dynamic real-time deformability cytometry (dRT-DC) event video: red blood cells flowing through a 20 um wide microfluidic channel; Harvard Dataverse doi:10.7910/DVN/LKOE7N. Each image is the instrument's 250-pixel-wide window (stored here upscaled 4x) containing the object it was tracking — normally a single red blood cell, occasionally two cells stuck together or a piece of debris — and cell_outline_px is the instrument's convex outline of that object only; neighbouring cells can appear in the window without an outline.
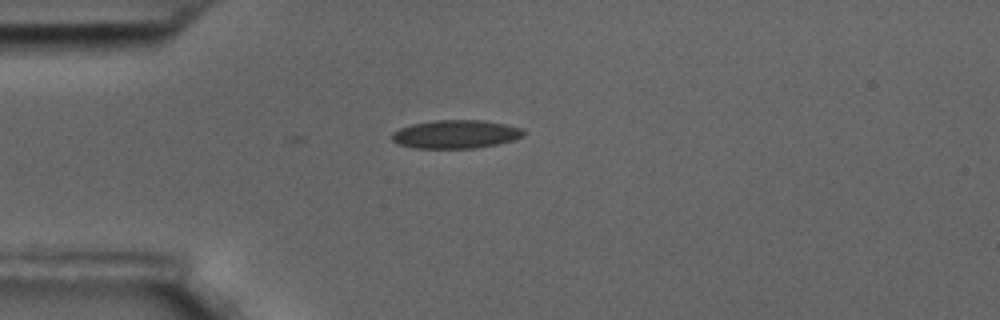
{"species": "common noctule bat (a hibernating species)", "species_latin": "Nyctalus noctula", "temperature_condition": "room temperature", "stored_images_in_passage": 3, "camera_frame_rate_fps": 3000, "um_per_image_px": 0.085, "animal": {"sex": "male", "body_mass_g": 17.5, "forearm_length_mm": 52.3}, "frame": {"image": 1, "passage_image": 3, "time_ms": 0.667, "image_size_px": [1000, 320], "cell_outline_px": [[524, 136], [512, 140], [496, 144], [476, 148], [416, 148], [400, 144], [392, 140], [392, 132], [400, 128], [412, 124], [436, 120], [484, 120], [504, 124], [520, 128], [524, 132]], "centroid_in_image_um": [38.73, 11.4], "position_along_channel_um": 46.3, "area_um2": 21.56}}